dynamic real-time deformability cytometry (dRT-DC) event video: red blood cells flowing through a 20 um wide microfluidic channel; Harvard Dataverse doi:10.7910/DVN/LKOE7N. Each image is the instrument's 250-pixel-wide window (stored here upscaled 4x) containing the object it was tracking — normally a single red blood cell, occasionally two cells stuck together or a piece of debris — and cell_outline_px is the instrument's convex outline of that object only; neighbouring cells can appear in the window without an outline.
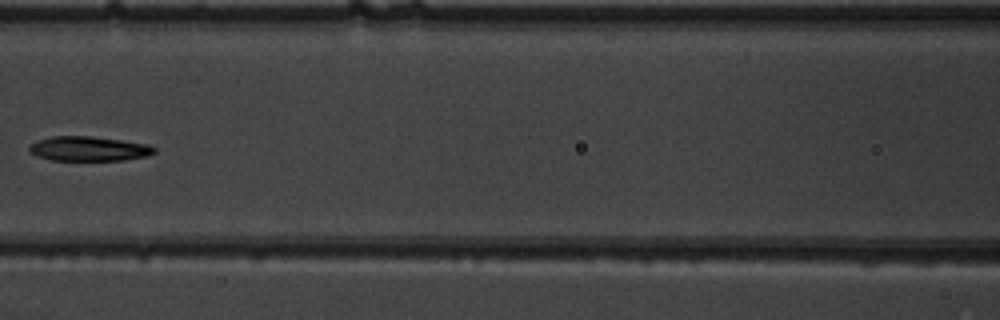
{"species": "common noctule bat (a hibernating species)", "species_latin": "Nyctalus noctula", "temperature_condition": "warm", "stored_images_in_passage": 7, "camera_frame_rate_fps": 3000, "um_per_image_px": 0.085, "animal": {"sex": "male", "body_mass_g": 19.5, "forearm_length_mm": 54.6}, "frame": {"image": 1, "passage_image": 6, "time_ms": 1.667, "image_size_px": [1000, 320], "cell_outline_px": [[156, 152], [148, 156], [124, 160], [52, 160], [40, 156], [32, 152], [28, 148], [36, 140], [52, 136], [92, 136], [148, 144], [156, 148]], "centroid_in_image_um": [7.59, 12.63], "position_along_channel_um": 159.0, "area_um2": 17.8}}
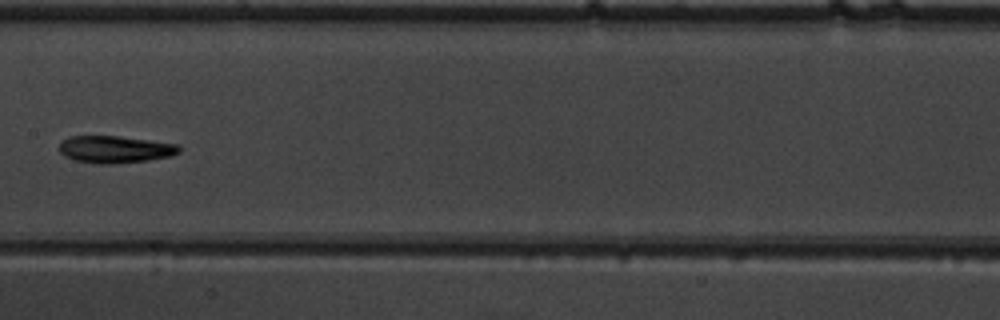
{"frame": {"image": 2, "passage_image": 7, "time_ms": 2.0, "image_size_px": [1000, 320], "cell_outline_px": [[180, 152], [172, 156], [148, 160], [112, 164], [100, 164], [76, 160], [64, 156], [60, 152], [60, 140], [68, 136], [120, 136], [176, 144], [180, 148]], "centroid_in_image_um": [9.76, 12.69], "position_along_channel_um": 197.6, "area_um2": 18.96}}